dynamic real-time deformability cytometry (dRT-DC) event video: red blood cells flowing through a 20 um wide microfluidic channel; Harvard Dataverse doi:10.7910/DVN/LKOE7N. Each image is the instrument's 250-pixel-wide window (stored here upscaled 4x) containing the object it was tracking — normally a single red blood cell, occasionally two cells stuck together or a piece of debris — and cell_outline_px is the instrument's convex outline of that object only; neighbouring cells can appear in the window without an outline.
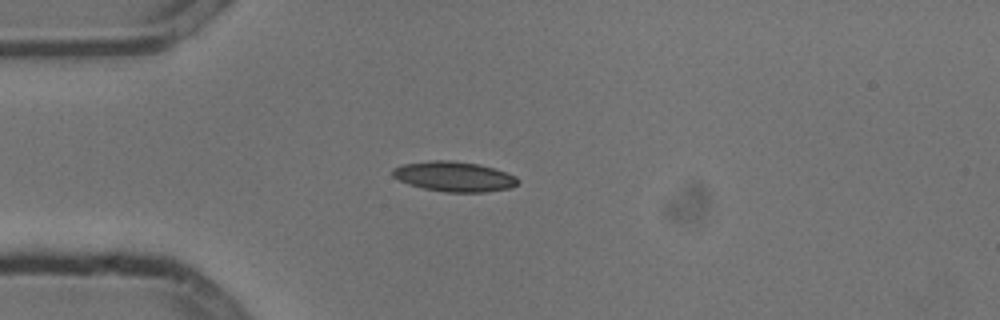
{"species": "common noctule bat (a hibernating species)", "species_latin": "Nyctalus noctula", "temperature_condition": "cold", "stored_images_in_passage": 3, "camera_frame_rate_fps": 3000, "um_per_image_px": 0.085, "animal": {"sex": "male", "body_mass_g": 13.3}, "frame": {"image": 1, "passage_image": 3, "time_ms": 0.667, "image_size_px": [1000, 320], "cell_outline_px": [[516, 184], [508, 188], [484, 192], [444, 192], [424, 188], [408, 184], [392, 176], [392, 168], [400, 164], [428, 160], [456, 160], [480, 164], [516, 176]], "centroid_in_image_um": [38.52, 14.98], "position_along_channel_um": 46.5, "area_um2": 21.91}}